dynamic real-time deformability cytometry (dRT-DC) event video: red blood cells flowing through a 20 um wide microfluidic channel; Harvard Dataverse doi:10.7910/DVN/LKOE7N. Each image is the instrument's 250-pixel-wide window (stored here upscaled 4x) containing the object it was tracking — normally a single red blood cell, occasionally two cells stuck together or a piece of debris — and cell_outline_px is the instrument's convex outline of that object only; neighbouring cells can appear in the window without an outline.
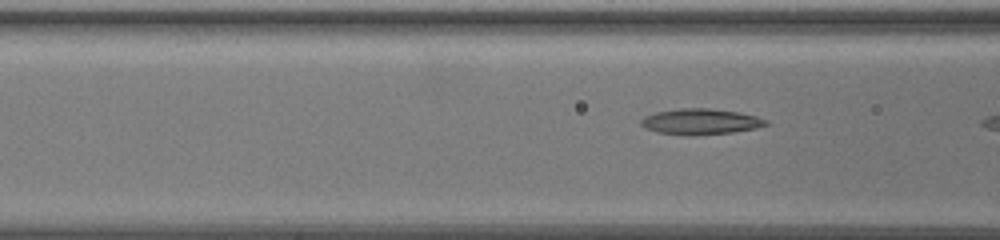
{"species": "common noctule bat (a hibernating species)", "species_latin": "Nyctalus noctula", "temperature_condition": "warm", "stored_images_in_passage": 25, "camera_frame_rate_fps": 3000, "um_per_image_px": 0.085, "animal": {"sex": "female", "body_mass_g": 19.5, "forearm_length_mm": 54.1}, "frame": {"image": 1, "passage_image": 22, "time_ms": 7.0, "image_size_px": [1000, 240], "cell_outline_px": [[768, 124], [756, 128], [732, 132], [692, 136], [684, 136], [656, 132], [644, 128], [640, 124], [640, 120], [644, 116], [656, 112], [680, 108], [708, 108], [740, 112], [756, 116], [768, 120]], "centroid_in_image_um": [59.51, 10.34], "position_along_channel_um": 107.1, "area_um2": 19.02}}